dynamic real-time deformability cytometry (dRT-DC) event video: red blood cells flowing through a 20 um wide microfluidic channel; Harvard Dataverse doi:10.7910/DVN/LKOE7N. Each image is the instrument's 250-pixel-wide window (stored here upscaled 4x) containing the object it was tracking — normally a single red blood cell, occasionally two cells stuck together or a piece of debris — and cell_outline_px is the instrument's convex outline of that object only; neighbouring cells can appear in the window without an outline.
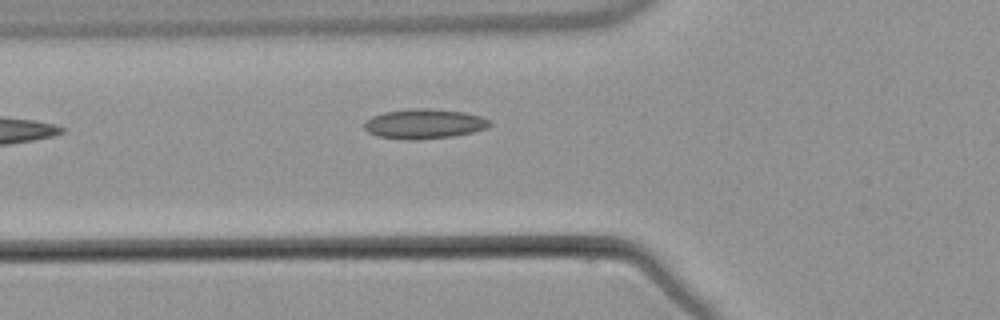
{"species": "common noctule bat (a hibernating species)", "species_latin": "Nyctalus noctula", "temperature_condition": "warm", "stored_images_in_passage": 5, "camera_frame_rate_fps": 3000, "um_per_image_px": 0.085, "animal": {"sex": "male", "body_mass_g": 21.5, "forearm_length_mm": 52.0}, "frame": {"image": 1, "passage_image": 5, "time_ms": 4.667, "image_size_px": [1000, 320], "cell_outline_px": [[492, 124], [488, 128], [472, 132], [452, 136], [376, 136], [368, 132], [364, 128], [364, 124], [372, 116], [384, 112], [416, 108], [424, 108], [464, 112], [480, 116], [492, 120]], "centroid_in_image_um": [36.13, 10.46], "position_along_channel_um": 89.7, "area_um2": 20.52}}